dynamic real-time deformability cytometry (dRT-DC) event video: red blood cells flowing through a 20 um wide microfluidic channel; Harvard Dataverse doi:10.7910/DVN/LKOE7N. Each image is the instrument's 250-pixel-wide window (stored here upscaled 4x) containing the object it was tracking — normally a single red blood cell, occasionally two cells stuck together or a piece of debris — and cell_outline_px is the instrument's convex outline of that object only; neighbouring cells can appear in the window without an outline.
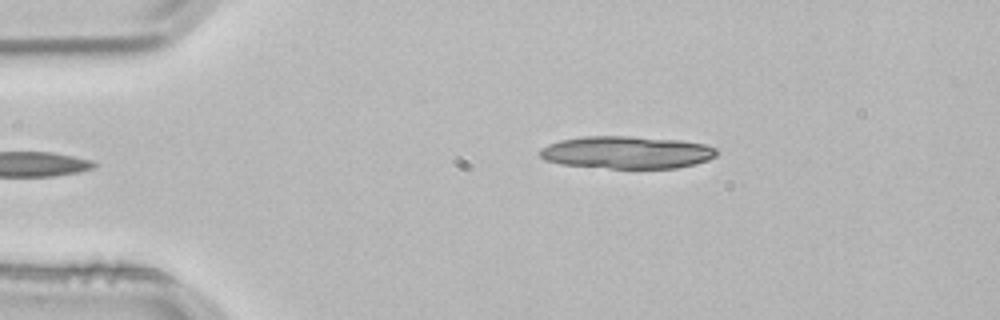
{"species": "common noctule bat (a hibernating species)", "species_latin": "Nyctalus noctula", "temperature_condition": "room temperature", "stored_images_in_passage": 4, "camera_frame_rate_fps": 3000, "um_per_image_px": 0.085, "animal": {"sex": "male", "body_mass_g": 21.5, "forearm_length_mm": 52.0}, "frame": {"image": 1, "passage_image": 4, "time_ms": 1.0, "image_size_px": [1000, 320], "cell_outline_px": [[720, 152], [716, 156], [708, 160], [696, 164], [676, 168], [608, 168], [560, 164], [544, 160], [540, 156], [540, 148], [548, 144], [560, 140], [584, 136], [628, 136], [680, 140], [704, 144], [716, 148]], "centroid_in_image_um": [53.28, 12.95], "position_along_channel_um": 31.7, "area_um2": 33.64}}